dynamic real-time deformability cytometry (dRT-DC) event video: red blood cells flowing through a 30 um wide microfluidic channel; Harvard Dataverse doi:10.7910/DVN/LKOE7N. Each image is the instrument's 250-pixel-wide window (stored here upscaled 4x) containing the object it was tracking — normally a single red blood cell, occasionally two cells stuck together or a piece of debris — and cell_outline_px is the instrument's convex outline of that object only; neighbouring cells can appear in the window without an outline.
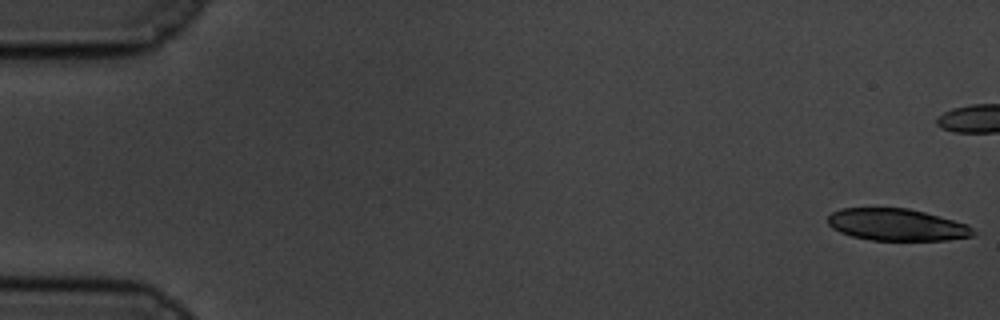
{"species": "common noctule bat (a hibernating species)", "species_latin": "Nyctalus noctula", "temperature_condition": "cold", "stored_images_in_passage": 23, "camera_frame_rate_fps": 3000, "um_per_image_px": 0.085, "animal": {"sex": "male", "body_mass_g": 19.5, "forearm_length_mm": 54.6}, "frame": {"image": 1, "passage_image": 1, "time_ms": 0.0, "image_size_px": [1000, 320], "cell_outline_px": [[972, 236], [948, 240], [872, 240], [852, 236], [840, 232], [832, 228], [828, 224], [828, 216], [832, 212], [840, 208], [908, 208], [924, 212], [968, 224], [972, 228]], "centroid_in_image_um": [76.19, 19.1], "position_along_channel_um": 8.8, "area_um2": 26.93}}